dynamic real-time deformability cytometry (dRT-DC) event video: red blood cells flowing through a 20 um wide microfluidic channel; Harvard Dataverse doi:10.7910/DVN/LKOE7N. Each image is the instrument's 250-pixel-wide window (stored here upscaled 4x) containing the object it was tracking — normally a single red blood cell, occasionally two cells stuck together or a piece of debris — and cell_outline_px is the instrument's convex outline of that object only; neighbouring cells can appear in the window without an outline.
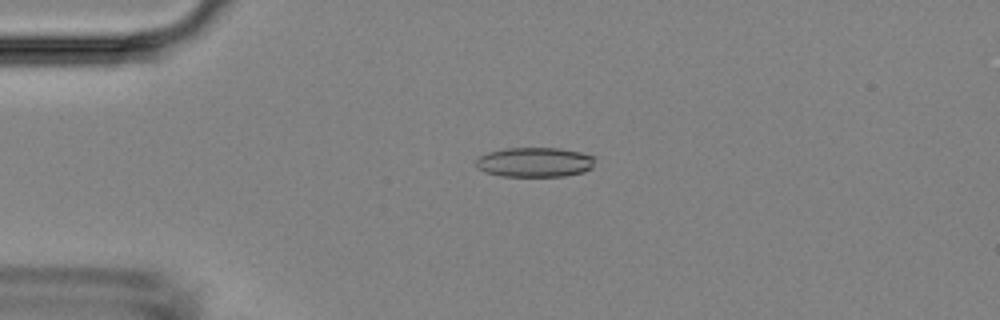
{"species": "Egyptian fruit bat (a non-hibernating species)", "species_latin": "Rousettus aegyptiacus", "temperature_condition": "room temperature", "stored_images_in_passage": 4, "camera_frame_rate_fps": 3000, "um_per_image_px": 0.085, "animal": {"sex": "female"}, "frame": {"image": 1, "passage_image": 3, "time_ms": 2.333, "image_size_px": [1000, 320], "cell_outline_px": [[596, 156], [592, 168], [584, 172], [564, 176], [500, 176], [484, 172], [476, 164], [476, 160], [480, 156], [488, 152], [504, 148], [560, 148], [580, 152]], "centroid_in_image_um": [45.48, 13.78], "position_along_channel_um": 39.5, "area_um2": 20.69}}